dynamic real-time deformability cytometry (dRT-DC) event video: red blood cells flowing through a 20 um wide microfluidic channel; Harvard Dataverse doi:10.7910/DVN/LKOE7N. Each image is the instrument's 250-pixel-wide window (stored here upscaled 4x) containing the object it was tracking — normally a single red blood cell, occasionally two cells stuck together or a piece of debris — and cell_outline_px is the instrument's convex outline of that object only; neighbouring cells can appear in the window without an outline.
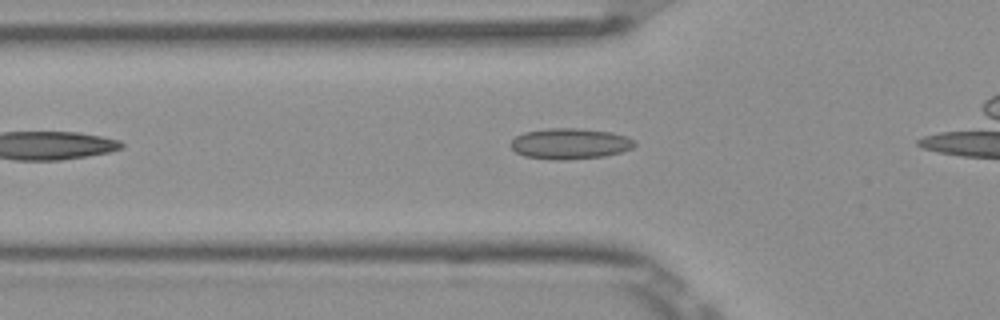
{"species": "Egyptian fruit bat (a non-hibernating species)", "species_latin": "Rousettus aegyptiacus", "temperature_condition": "room temperature", "stored_images_in_passage": 36, "camera_frame_rate_fps": 3000, "um_per_image_px": 0.085, "frame": {"image": 1, "passage_image": 8, "time_ms": 2.333, "image_size_px": [1000, 320], "cell_outline_px": [[636, 144], [632, 148], [620, 152], [604, 156], [560, 160], [556, 160], [524, 156], [516, 152], [508, 144], [516, 136], [524, 132], [548, 128], [580, 128], [612, 132], [628, 136], [636, 140]], "centroid_in_image_um": [48.46, 12.2], "position_along_channel_um": 77.3, "area_um2": 22.37}}
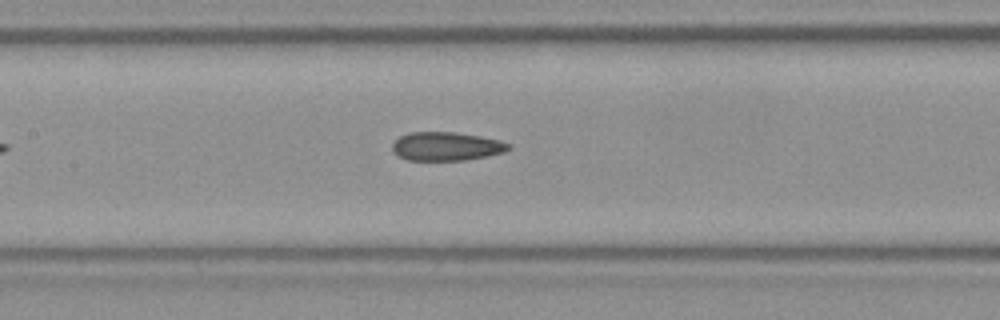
{"frame": {"image": 2, "passage_image": 15, "time_ms": 4.667, "image_size_px": [1000, 320], "cell_outline_px": [[512, 148], [504, 152], [464, 160], [408, 160], [400, 156], [392, 148], [392, 144], [400, 136], [408, 132], [456, 132], [480, 136], [500, 140], [512, 144]], "centroid_in_image_um": [37.97, 12.42], "position_along_channel_um": 169.4, "area_um2": 19.31}}
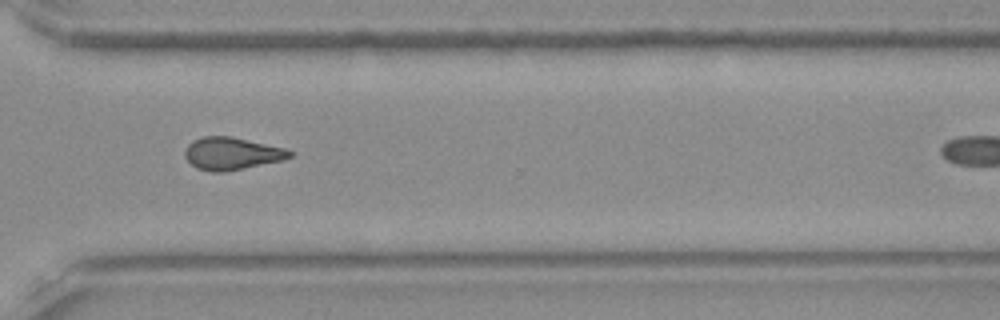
{"frame": {"image": 3, "passage_image": 29, "time_ms": 9.333, "image_size_px": [1000, 320], "cell_outline_px": [[296, 156], [280, 160], [244, 168], [224, 172], [212, 172], [196, 168], [184, 156], [184, 152], [188, 144], [192, 140], [204, 136], [232, 136], [288, 148]], "centroid_in_image_um": [19.72, 13.03], "position_along_channel_um": 350.9, "area_um2": 20.0}, "authors_computed_cell_mechanics": {"area_um2": 19.9699, "velocity_mm_per_s": 3.8953, "shape_relaxation_time_tau1_ms": null, "shape_relaxation_time_tau2_ms": 3.7489, "deformation_change_tau1": null, "deformation_change_tau2": 0.1192}}